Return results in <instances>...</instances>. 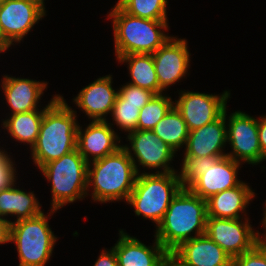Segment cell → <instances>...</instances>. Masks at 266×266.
<instances>
[{"label": "cell", "instance_id": "obj_14", "mask_svg": "<svg viewBox=\"0 0 266 266\" xmlns=\"http://www.w3.org/2000/svg\"><path fill=\"white\" fill-rule=\"evenodd\" d=\"M112 125L107 120L91 121L85 129L78 125L77 149L88 163L104 158L123 146L119 145L120 136L115 132Z\"/></svg>", "mask_w": 266, "mask_h": 266}, {"label": "cell", "instance_id": "obj_11", "mask_svg": "<svg viewBox=\"0 0 266 266\" xmlns=\"http://www.w3.org/2000/svg\"><path fill=\"white\" fill-rule=\"evenodd\" d=\"M230 92L224 91L220 96L215 94L179 91L174 107L182 115L188 131L200 128L218 119L227 107Z\"/></svg>", "mask_w": 266, "mask_h": 266}, {"label": "cell", "instance_id": "obj_20", "mask_svg": "<svg viewBox=\"0 0 266 266\" xmlns=\"http://www.w3.org/2000/svg\"><path fill=\"white\" fill-rule=\"evenodd\" d=\"M172 253L187 266H230L232 260L206 234L183 242Z\"/></svg>", "mask_w": 266, "mask_h": 266}, {"label": "cell", "instance_id": "obj_7", "mask_svg": "<svg viewBox=\"0 0 266 266\" xmlns=\"http://www.w3.org/2000/svg\"><path fill=\"white\" fill-rule=\"evenodd\" d=\"M44 212L28 219L12 221L10 242L15 243L19 266H45L52 256L57 237Z\"/></svg>", "mask_w": 266, "mask_h": 266}, {"label": "cell", "instance_id": "obj_18", "mask_svg": "<svg viewBox=\"0 0 266 266\" xmlns=\"http://www.w3.org/2000/svg\"><path fill=\"white\" fill-rule=\"evenodd\" d=\"M2 92L11 114L39 110L38 103L47 89V81L4 75L1 79Z\"/></svg>", "mask_w": 266, "mask_h": 266}, {"label": "cell", "instance_id": "obj_21", "mask_svg": "<svg viewBox=\"0 0 266 266\" xmlns=\"http://www.w3.org/2000/svg\"><path fill=\"white\" fill-rule=\"evenodd\" d=\"M253 191L247 183L242 182L236 187L212 195L207 199V217L225 219H241L243 215L246 217V208L255 197Z\"/></svg>", "mask_w": 266, "mask_h": 266}, {"label": "cell", "instance_id": "obj_26", "mask_svg": "<svg viewBox=\"0 0 266 266\" xmlns=\"http://www.w3.org/2000/svg\"><path fill=\"white\" fill-rule=\"evenodd\" d=\"M173 106L171 96L164 93L154 95L140 109L137 130H152Z\"/></svg>", "mask_w": 266, "mask_h": 266}, {"label": "cell", "instance_id": "obj_36", "mask_svg": "<svg viewBox=\"0 0 266 266\" xmlns=\"http://www.w3.org/2000/svg\"><path fill=\"white\" fill-rule=\"evenodd\" d=\"M161 266H187L173 253H167L161 263Z\"/></svg>", "mask_w": 266, "mask_h": 266}, {"label": "cell", "instance_id": "obj_5", "mask_svg": "<svg viewBox=\"0 0 266 266\" xmlns=\"http://www.w3.org/2000/svg\"><path fill=\"white\" fill-rule=\"evenodd\" d=\"M87 167L88 162L75 149L40 168L51 184L50 216L64 205L87 197Z\"/></svg>", "mask_w": 266, "mask_h": 266}, {"label": "cell", "instance_id": "obj_16", "mask_svg": "<svg viewBox=\"0 0 266 266\" xmlns=\"http://www.w3.org/2000/svg\"><path fill=\"white\" fill-rule=\"evenodd\" d=\"M112 80L110 74L99 77L83 87L73 98L74 104L88 116L90 121H106L107 115L111 114L119 92L112 87Z\"/></svg>", "mask_w": 266, "mask_h": 266}, {"label": "cell", "instance_id": "obj_27", "mask_svg": "<svg viewBox=\"0 0 266 266\" xmlns=\"http://www.w3.org/2000/svg\"><path fill=\"white\" fill-rule=\"evenodd\" d=\"M168 0H118L128 14L151 20H167Z\"/></svg>", "mask_w": 266, "mask_h": 266}, {"label": "cell", "instance_id": "obj_28", "mask_svg": "<svg viewBox=\"0 0 266 266\" xmlns=\"http://www.w3.org/2000/svg\"><path fill=\"white\" fill-rule=\"evenodd\" d=\"M145 104L126 103V100L121 99L119 96L113 106L111 117L113 118L114 125L121 131L130 133L137 130V122L139 118L140 109ZM115 121V122H114Z\"/></svg>", "mask_w": 266, "mask_h": 266}, {"label": "cell", "instance_id": "obj_23", "mask_svg": "<svg viewBox=\"0 0 266 266\" xmlns=\"http://www.w3.org/2000/svg\"><path fill=\"white\" fill-rule=\"evenodd\" d=\"M55 94L48 104L41 110H34L22 113L9 115L8 119L2 122V128L6 129L10 134V138L17 140L19 143H24L31 148L37 141L39 135L41 121L43 119L45 109L59 96Z\"/></svg>", "mask_w": 266, "mask_h": 266}, {"label": "cell", "instance_id": "obj_33", "mask_svg": "<svg viewBox=\"0 0 266 266\" xmlns=\"http://www.w3.org/2000/svg\"><path fill=\"white\" fill-rule=\"evenodd\" d=\"M93 266H118L117 257L113 248L101 251Z\"/></svg>", "mask_w": 266, "mask_h": 266}, {"label": "cell", "instance_id": "obj_19", "mask_svg": "<svg viewBox=\"0 0 266 266\" xmlns=\"http://www.w3.org/2000/svg\"><path fill=\"white\" fill-rule=\"evenodd\" d=\"M152 246H146L123 229L119 230V239L112 247L117 257L118 266H161L168 253L155 238Z\"/></svg>", "mask_w": 266, "mask_h": 266}, {"label": "cell", "instance_id": "obj_4", "mask_svg": "<svg viewBox=\"0 0 266 266\" xmlns=\"http://www.w3.org/2000/svg\"><path fill=\"white\" fill-rule=\"evenodd\" d=\"M107 17L112 19L116 58L129 54H153L171 38L165 34L169 29L168 20L139 18L126 13L117 3Z\"/></svg>", "mask_w": 266, "mask_h": 266}, {"label": "cell", "instance_id": "obj_34", "mask_svg": "<svg viewBox=\"0 0 266 266\" xmlns=\"http://www.w3.org/2000/svg\"><path fill=\"white\" fill-rule=\"evenodd\" d=\"M11 224L12 221L10 219L0 218V245L10 242Z\"/></svg>", "mask_w": 266, "mask_h": 266}, {"label": "cell", "instance_id": "obj_15", "mask_svg": "<svg viewBox=\"0 0 266 266\" xmlns=\"http://www.w3.org/2000/svg\"><path fill=\"white\" fill-rule=\"evenodd\" d=\"M241 163L225 156L214 165H209L187 188L207 200L212 195L240 185L243 181L238 178Z\"/></svg>", "mask_w": 266, "mask_h": 266}, {"label": "cell", "instance_id": "obj_1", "mask_svg": "<svg viewBox=\"0 0 266 266\" xmlns=\"http://www.w3.org/2000/svg\"><path fill=\"white\" fill-rule=\"evenodd\" d=\"M76 113L62 95L45 109L37 141L30 150L38 169L77 149Z\"/></svg>", "mask_w": 266, "mask_h": 266}, {"label": "cell", "instance_id": "obj_10", "mask_svg": "<svg viewBox=\"0 0 266 266\" xmlns=\"http://www.w3.org/2000/svg\"><path fill=\"white\" fill-rule=\"evenodd\" d=\"M244 219V221H243ZM249 218L225 219L207 217L205 234L232 258L251 250L262 240Z\"/></svg>", "mask_w": 266, "mask_h": 266}, {"label": "cell", "instance_id": "obj_38", "mask_svg": "<svg viewBox=\"0 0 266 266\" xmlns=\"http://www.w3.org/2000/svg\"><path fill=\"white\" fill-rule=\"evenodd\" d=\"M265 201H266V200H265ZM263 216H264V217L262 218L263 220H262L261 223H262V225H263V228H264V231H265L264 233H265V234H264L263 236H261V238H262V239H266V202H265V206H264V210H263Z\"/></svg>", "mask_w": 266, "mask_h": 266}, {"label": "cell", "instance_id": "obj_32", "mask_svg": "<svg viewBox=\"0 0 266 266\" xmlns=\"http://www.w3.org/2000/svg\"><path fill=\"white\" fill-rule=\"evenodd\" d=\"M119 88L118 96L126 103L147 104L155 95L152 91L126 83Z\"/></svg>", "mask_w": 266, "mask_h": 266}, {"label": "cell", "instance_id": "obj_17", "mask_svg": "<svg viewBox=\"0 0 266 266\" xmlns=\"http://www.w3.org/2000/svg\"><path fill=\"white\" fill-rule=\"evenodd\" d=\"M226 144L227 124L224 110L212 123L189 131L184 156H227L223 150Z\"/></svg>", "mask_w": 266, "mask_h": 266}, {"label": "cell", "instance_id": "obj_39", "mask_svg": "<svg viewBox=\"0 0 266 266\" xmlns=\"http://www.w3.org/2000/svg\"><path fill=\"white\" fill-rule=\"evenodd\" d=\"M28 1H30V2H33V3H35V4H37L40 8H42L45 12H46V10H45V0H28Z\"/></svg>", "mask_w": 266, "mask_h": 266}, {"label": "cell", "instance_id": "obj_29", "mask_svg": "<svg viewBox=\"0 0 266 266\" xmlns=\"http://www.w3.org/2000/svg\"><path fill=\"white\" fill-rule=\"evenodd\" d=\"M222 157L225 156H184L181 170L178 173L182 188H187L202 174V170H205L209 165H214Z\"/></svg>", "mask_w": 266, "mask_h": 266}, {"label": "cell", "instance_id": "obj_13", "mask_svg": "<svg viewBox=\"0 0 266 266\" xmlns=\"http://www.w3.org/2000/svg\"><path fill=\"white\" fill-rule=\"evenodd\" d=\"M152 56L159 87L163 91L187 75L191 54L185 38L171 36Z\"/></svg>", "mask_w": 266, "mask_h": 266}, {"label": "cell", "instance_id": "obj_8", "mask_svg": "<svg viewBox=\"0 0 266 266\" xmlns=\"http://www.w3.org/2000/svg\"><path fill=\"white\" fill-rule=\"evenodd\" d=\"M226 113L227 107V143L229 142L232 149L230 153L227 152V156L241 164L247 162L253 166L264 162L266 156L262 153L259 143L258 118L240 110L231 113L230 116Z\"/></svg>", "mask_w": 266, "mask_h": 266}, {"label": "cell", "instance_id": "obj_3", "mask_svg": "<svg viewBox=\"0 0 266 266\" xmlns=\"http://www.w3.org/2000/svg\"><path fill=\"white\" fill-rule=\"evenodd\" d=\"M137 175L133 161L122 146L116 152L88 163L87 196L91 187L94 202H127Z\"/></svg>", "mask_w": 266, "mask_h": 266}, {"label": "cell", "instance_id": "obj_2", "mask_svg": "<svg viewBox=\"0 0 266 266\" xmlns=\"http://www.w3.org/2000/svg\"><path fill=\"white\" fill-rule=\"evenodd\" d=\"M206 221L207 200L188 188H181L155 228L154 238L168 253H172L183 242L204 235Z\"/></svg>", "mask_w": 266, "mask_h": 266}, {"label": "cell", "instance_id": "obj_24", "mask_svg": "<svg viewBox=\"0 0 266 266\" xmlns=\"http://www.w3.org/2000/svg\"><path fill=\"white\" fill-rule=\"evenodd\" d=\"M119 63H127L131 85L152 91L155 95L164 91L159 87L152 54H129L117 58Z\"/></svg>", "mask_w": 266, "mask_h": 266}, {"label": "cell", "instance_id": "obj_35", "mask_svg": "<svg viewBox=\"0 0 266 266\" xmlns=\"http://www.w3.org/2000/svg\"><path fill=\"white\" fill-rule=\"evenodd\" d=\"M258 136L261 151L266 156V115L258 118Z\"/></svg>", "mask_w": 266, "mask_h": 266}, {"label": "cell", "instance_id": "obj_31", "mask_svg": "<svg viewBox=\"0 0 266 266\" xmlns=\"http://www.w3.org/2000/svg\"><path fill=\"white\" fill-rule=\"evenodd\" d=\"M5 149H0V191L11 187L18 180L15 161Z\"/></svg>", "mask_w": 266, "mask_h": 266}, {"label": "cell", "instance_id": "obj_37", "mask_svg": "<svg viewBox=\"0 0 266 266\" xmlns=\"http://www.w3.org/2000/svg\"><path fill=\"white\" fill-rule=\"evenodd\" d=\"M10 44L3 38V35L0 31V53H5L9 48Z\"/></svg>", "mask_w": 266, "mask_h": 266}, {"label": "cell", "instance_id": "obj_9", "mask_svg": "<svg viewBox=\"0 0 266 266\" xmlns=\"http://www.w3.org/2000/svg\"><path fill=\"white\" fill-rule=\"evenodd\" d=\"M126 139L130 146L125 144L123 147L133 161L137 174L141 172L138 168L140 165L147 170H161H156V173L178 172L170 166L177 153L152 130L132 131L127 134Z\"/></svg>", "mask_w": 266, "mask_h": 266}, {"label": "cell", "instance_id": "obj_30", "mask_svg": "<svg viewBox=\"0 0 266 266\" xmlns=\"http://www.w3.org/2000/svg\"><path fill=\"white\" fill-rule=\"evenodd\" d=\"M230 266H266V239L242 255L233 257Z\"/></svg>", "mask_w": 266, "mask_h": 266}, {"label": "cell", "instance_id": "obj_25", "mask_svg": "<svg viewBox=\"0 0 266 266\" xmlns=\"http://www.w3.org/2000/svg\"><path fill=\"white\" fill-rule=\"evenodd\" d=\"M152 131L175 152L185 146L189 134L186 122L174 106L155 125Z\"/></svg>", "mask_w": 266, "mask_h": 266}, {"label": "cell", "instance_id": "obj_22", "mask_svg": "<svg viewBox=\"0 0 266 266\" xmlns=\"http://www.w3.org/2000/svg\"><path fill=\"white\" fill-rule=\"evenodd\" d=\"M11 187L0 191V218L16 216V221L32 218L42 213V205L33 192Z\"/></svg>", "mask_w": 266, "mask_h": 266}, {"label": "cell", "instance_id": "obj_12", "mask_svg": "<svg viewBox=\"0 0 266 266\" xmlns=\"http://www.w3.org/2000/svg\"><path fill=\"white\" fill-rule=\"evenodd\" d=\"M45 15L42 8L28 0H5L0 4V31L3 38L11 46L15 42L21 43Z\"/></svg>", "mask_w": 266, "mask_h": 266}, {"label": "cell", "instance_id": "obj_6", "mask_svg": "<svg viewBox=\"0 0 266 266\" xmlns=\"http://www.w3.org/2000/svg\"><path fill=\"white\" fill-rule=\"evenodd\" d=\"M181 188L178 172L148 173L144 171L137 175L127 203L133 206L137 216L151 220L157 227L172 199Z\"/></svg>", "mask_w": 266, "mask_h": 266}]
</instances>
